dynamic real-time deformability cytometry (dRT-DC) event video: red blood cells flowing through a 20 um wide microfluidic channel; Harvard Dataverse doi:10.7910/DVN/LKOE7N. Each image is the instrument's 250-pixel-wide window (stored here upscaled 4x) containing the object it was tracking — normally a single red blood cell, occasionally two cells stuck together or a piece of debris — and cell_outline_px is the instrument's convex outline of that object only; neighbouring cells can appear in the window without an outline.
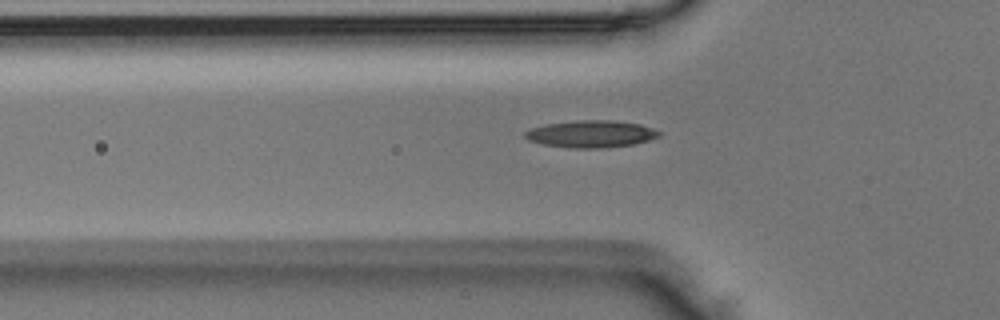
{"species": "Egyptian fruit bat (a non-hibernating species)", "species_latin": "Rousettus aegyptiacus", "temperature_condition": "room temperature", "stored_images_in_passage": 36, "camera_frame_rate_fps": 3000, "um_per_image_px": 0.085, "animal": {"sex": "male"}, "frame": {"image": 1, "passage_image": 3, "time_ms": 0.667, "image_size_px": [1000, 320], "cell_outline_px": [[660, 136], [648, 140], [632, 144], [604, 148], [572, 148], [544, 144], [528, 140], [524, 136], [524, 132], [532, 128], [544, 124], [576, 120], [612, 120], [640, 124], [652, 128], [660, 132]], "centroid_in_image_um": [50.22, 11.38], "position_along_channel_um": 75.6, "area_um2": 21.1}}
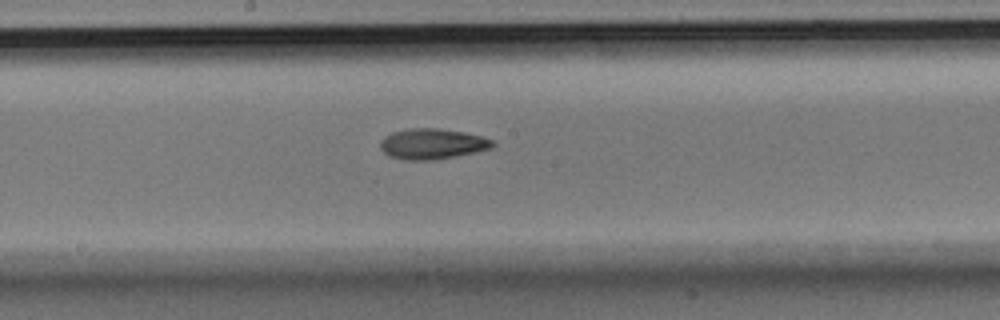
{"frame": {"image": 2, "passage_image": 13, "time_ms": 4.0, "image_size_px": [1000, 320], "cell_outline_px": [[496, 144], [492, 148], [476, 152], [436, 160], [404, 160], [388, 156], [380, 148], [380, 140], [384, 136], [392, 132], [412, 128], [436, 128], [464, 132], [484, 136], [492, 140]], "centroid_in_image_um": [36.75, 12.23], "position_along_channel_um": 211.5, "area_um2": 20.23}}
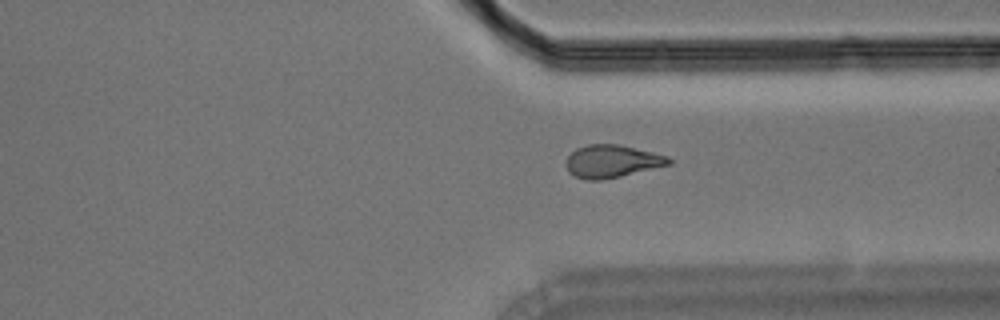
{"frame": {"image": 3, "passage_image": 24, "time_ms": 7.667, "image_size_px": [1000, 320], "cell_outline_px": [[672, 164], [620, 176], [600, 180], [584, 180], [568, 172], [564, 164], [564, 160], [576, 148], [588, 144], [616, 144], [652, 152], [668, 156], [672, 160]], "centroid_in_image_um": [51.97, 13.71], "position_along_channel_um": 359.4, "area_um2": 19.59}}